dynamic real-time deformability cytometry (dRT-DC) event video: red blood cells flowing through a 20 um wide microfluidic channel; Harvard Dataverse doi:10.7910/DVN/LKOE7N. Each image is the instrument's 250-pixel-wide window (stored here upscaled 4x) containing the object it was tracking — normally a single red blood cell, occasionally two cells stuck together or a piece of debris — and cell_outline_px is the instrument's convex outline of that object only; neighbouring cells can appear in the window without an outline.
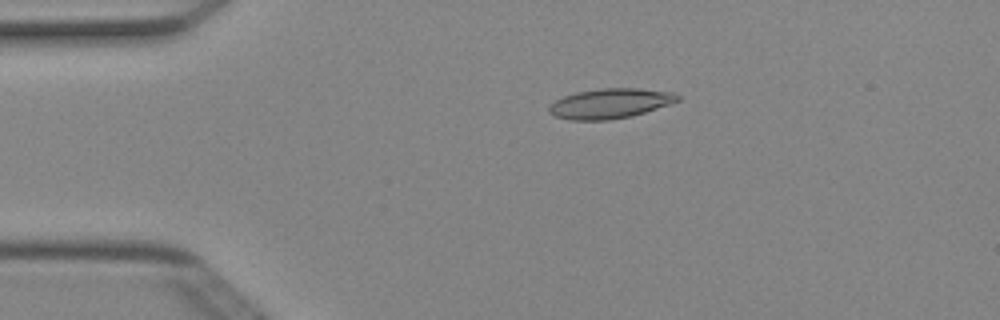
{"species": "Egyptian fruit bat (a non-hibernating species)", "species_latin": "Rousettus aegyptiacus", "temperature_condition": "cold", "stored_images_in_passage": 48, "camera_frame_rate_fps": 3000, "um_per_image_px": 0.085, "animal": {"sex": "female"}, "frame": {"image": 1, "passage_image": 8, "time_ms": 2.333, "image_size_px": [1000, 320], "cell_outline_px": [[680, 100], [632, 116], [608, 120], [572, 120], [556, 116], [548, 112], [548, 104], [564, 96], [576, 92], [600, 88], [636, 88], [672, 92], [680, 96]], "centroid_in_image_um": [51.82, 8.79], "position_along_channel_um": 33.2, "area_um2": 22.31}}
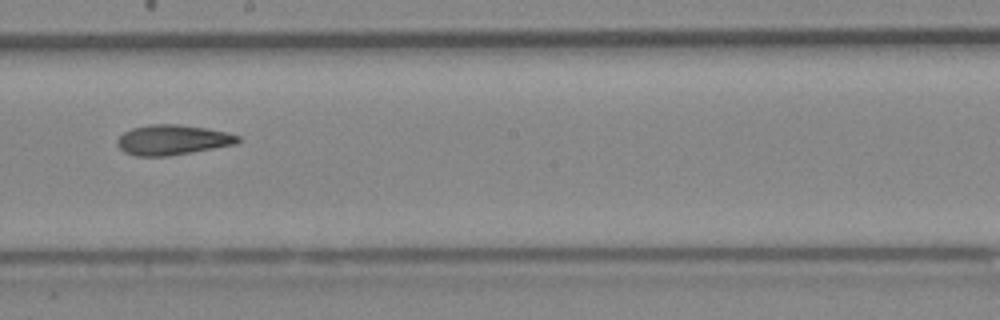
{"frame": {"image": 2, "passage_image": 26, "time_ms": 8.333, "image_size_px": [1000, 320], "cell_outline_px": [[240, 140], [236, 144], [168, 156], [136, 156], [124, 152], [116, 144], [116, 140], [124, 132], [132, 128], [152, 124], [176, 124], [204, 128], [228, 132], [240, 136]], "centroid_in_image_um": [14.65, 11.89], "position_along_channel_um": 233.6, "area_um2": 21.04}}
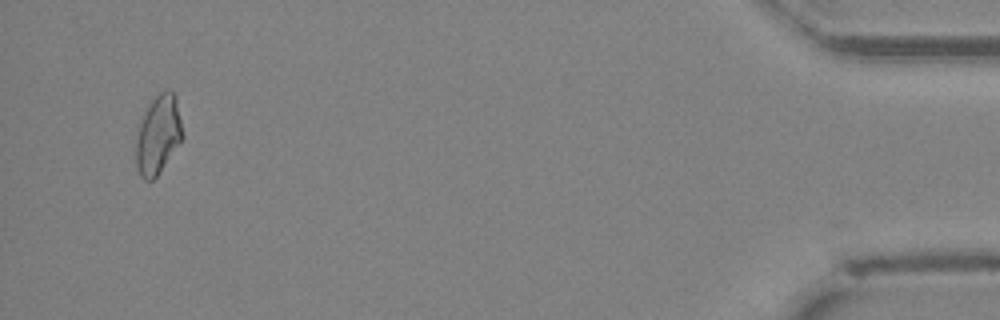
{"frame": {"image": 3, "passage_image": 46, "time_ms": 15.0, "image_size_px": [1000, 320], "cell_outline_px": [[184, 136], [156, 176], [152, 180], [144, 180], [140, 176], [136, 168], [136, 140], [140, 116], [152, 100], [164, 88], [168, 88], [176, 96]], "centroid_in_image_um": [13.42, 11.41], "position_along_channel_um": 421.8, "area_um2": 21.44}, "authors_computed_cell_mechanics": {"area_um2": 21.1837, "velocity_mm_per_s": 4.0362, "shape_relaxation_time_tau1_ms": null, "shape_relaxation_time_tau2_ms": 4.4081, "deformation_change_tau1": null, "deformation_change_tau2": 0.1293}}